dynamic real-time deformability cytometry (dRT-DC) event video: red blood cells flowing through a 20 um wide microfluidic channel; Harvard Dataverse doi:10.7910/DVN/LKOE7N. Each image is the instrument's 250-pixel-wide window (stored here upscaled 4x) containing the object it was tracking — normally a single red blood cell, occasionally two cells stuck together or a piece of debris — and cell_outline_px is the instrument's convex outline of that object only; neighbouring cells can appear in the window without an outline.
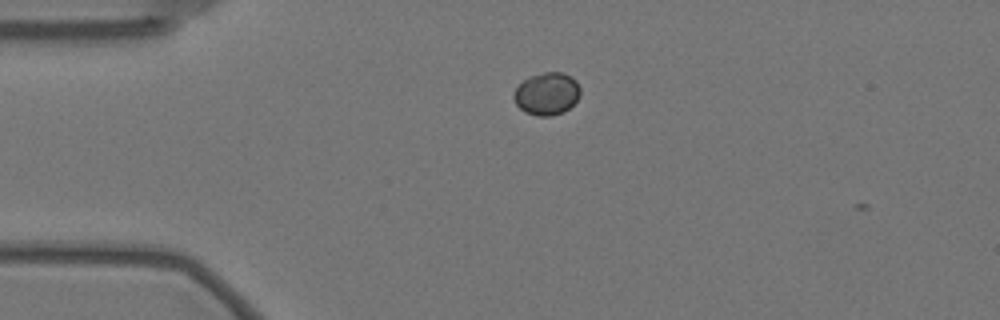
{"species": "Egyptian fruit bat (a non-hibernating species)", "species_latin": "Rousettus aegyptiacus", "temperature_condition": "warm", "stored_images_in_passage": 2, "camera_frame_rate_fps": 3000, "um_per_image_px": 0.085, "animal": {"sex": "female"}, "frame": {"image": 1, "passage_image": 1, "time_ms": 0.0, "image_size_px": [1000, 320], "cell_outline_px": [[580, 96], [564, 112], [548, 116], [536, 116], [524, 112], [516, 104], [512, 96], [516, 88], [524, 80], [532, 76], [544, 72], [560, 72], [572, 76], [576, 80], [580, 88]], "centroid_in_image_um": [46.48, 7.97], "position_along_channel_um": 38.5, "area_um2": 16.42}}